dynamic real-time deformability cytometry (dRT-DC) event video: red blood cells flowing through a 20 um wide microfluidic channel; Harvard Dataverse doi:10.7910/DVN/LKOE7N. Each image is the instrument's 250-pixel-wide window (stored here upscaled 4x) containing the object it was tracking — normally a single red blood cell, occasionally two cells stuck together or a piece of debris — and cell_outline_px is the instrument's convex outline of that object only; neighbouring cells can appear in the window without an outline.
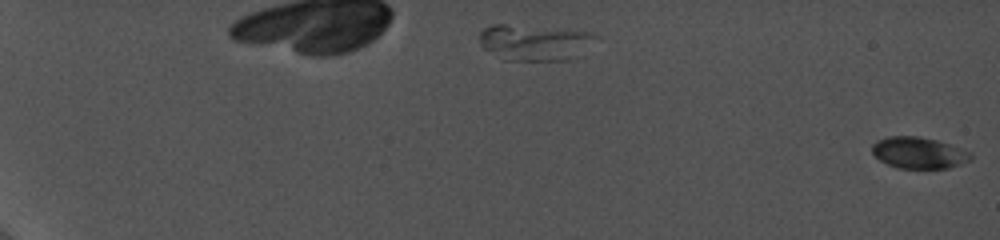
{"species": "common noctule bat (a hibernating species)", "species_latin": "Nyctalus noctula", "temperature_condition": "cold", "stored_images_in_passage": 45, "camera_frame_rate_fps": 5000, "um_per_image_px": 0.085, "animal": {"sex": "female", "body_mass_g": 19.0, "forearm_length_mm": 56.7}, "frame": {"image": 1, "passage_image": 1, "time_ms": 0.0, "image_size_px": [1000, 240], "cell_outline_px": [[972, 160], [948, 168], [896, 168], [880, 160], [872, 152], [872, 144], [876, 140], [888, 136], [920, 136], [936, 140], [972, 152]], "centroid_in_image_um": [78.09, 12.98], "position_along_channel_um": 6.9, "area_um2": 18.09}}
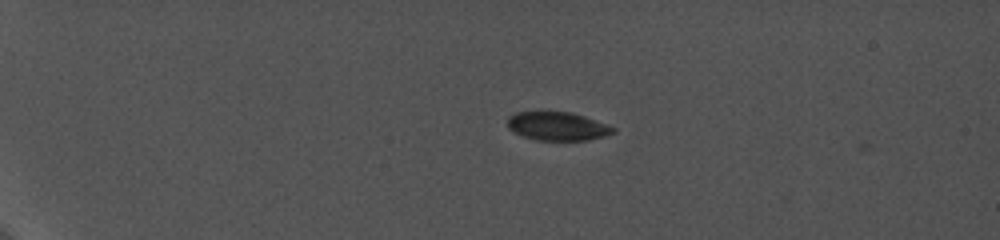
{"frame": {"image": 2, "passage_image": 40, "time_ms": 5.4, "image_size_px": [1000, 240], "cell_outline_px": [[616, 132], [604, 136], [588, 140], [536, 140], [524, 136], [508, 128], [508, 116], [516, 112], [572, 112], [584, 116], [616, 128]], "centroid_in_image_um": [47.4, 10.73], "position_along_channel_um": 37.6, "area_um2": 17.4}}